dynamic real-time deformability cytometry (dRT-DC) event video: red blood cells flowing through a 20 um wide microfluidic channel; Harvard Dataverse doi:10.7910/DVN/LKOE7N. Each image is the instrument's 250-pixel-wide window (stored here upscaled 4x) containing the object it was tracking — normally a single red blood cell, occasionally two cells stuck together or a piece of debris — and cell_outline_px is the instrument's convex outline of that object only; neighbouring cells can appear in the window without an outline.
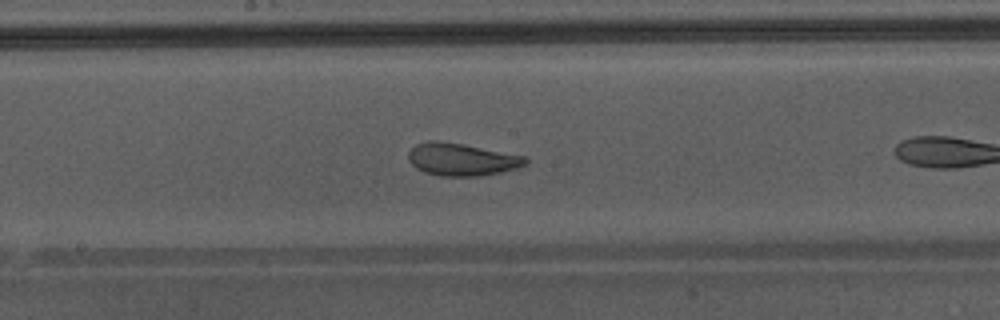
{"species": "Egyptian fruit bat (a non-hibernating species)", "species_latin": "Rousettus aegyptiacus", "temperature_condition": "warm", "stored_images_in_passage": 26, "camera_frame_rate_fps": 3000, "um_per_image_px": 0.085, "animal": {"sex": "male"}, "frame": {"image": 1, "passage_image": 12, "time_ms": 3.667, "image_size_px": [1000, 320], "cell_outline_px": [[528, 164], [516, 168], [500, 172], [476, 176], [440, 176], [424, 172], [416, 168], [408, 160], [408, 152], [416, 144], [428, 140], [436, 140], [464, 144], [528, 156]], "centroid_in_image_um": [39.26, 13.54], "position_along_channel_um": 208.9, "area_um2": 22.37}}